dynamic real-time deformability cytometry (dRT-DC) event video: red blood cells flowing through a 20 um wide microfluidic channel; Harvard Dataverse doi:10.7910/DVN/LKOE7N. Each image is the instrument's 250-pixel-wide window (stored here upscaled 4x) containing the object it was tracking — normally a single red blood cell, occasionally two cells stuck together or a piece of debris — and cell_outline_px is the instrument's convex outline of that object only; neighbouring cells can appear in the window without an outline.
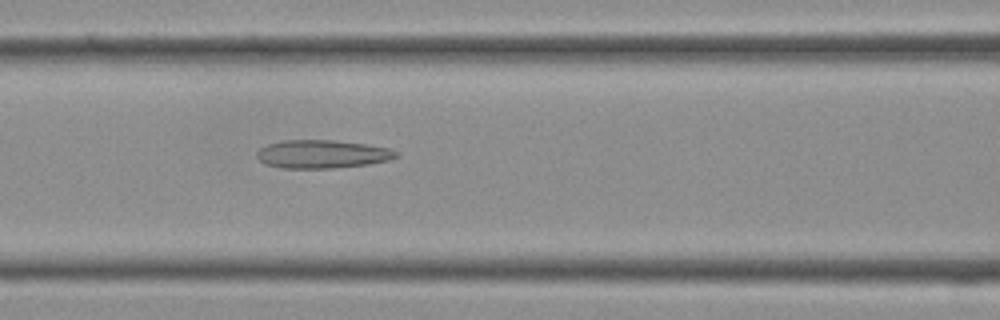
{"species": "Egyptian fruit bat (a non-hibernating species)", "species_latin": "Rousettus aegyptiacus", "temperature_condition": "cold", "stored_images_in_passage": 26, "camera_frame_rate_fps": 3000, "um_per_image_px": 0.085, "frame": {"image": 1, "passage_image": 8, "time_ms": 2.333, "image_size_px": [1000, 320], "cell_outline_px": [[400, 156], [388, 160], [368, 164], [332, 168], [280, 168], [264, 164], [256, 156], [256, 152], [260, 148], [268, 144], [284, 140], [336, 140], [364, 144], [388, 148], [400, 152]], "centroid_in_image_um": [27.38, 13.1], "position_along_channel_um": 139.2, "area_um2": 23.0}}
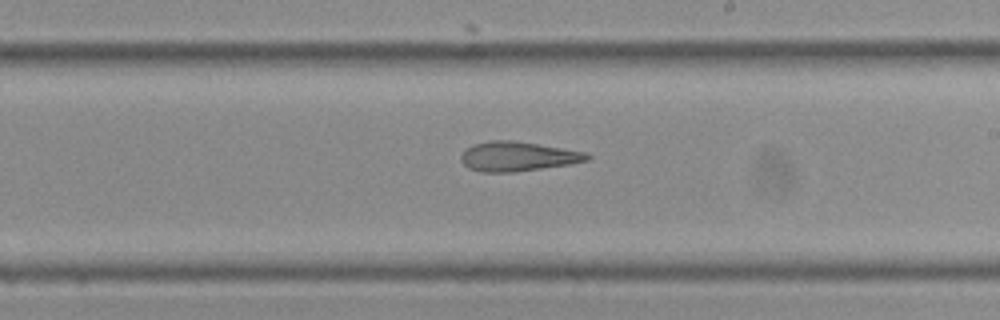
{"frame": {"image": 2, "passage_image": 14, "time_ms": 4.333, "image_size_px": [1000, 320], "cell_outline_px": [[592, 156], [588, 160], [572, 164], [512, 172], [480, 172], [468, 168], [460, 160], [460, 156], [472, 144], [492, 140], [512, 140], [588, 152]], "centroid_in_image_um": [44.02, 13.3], "position_along_channel_um": 245.0, "area_um2": 21.73}}
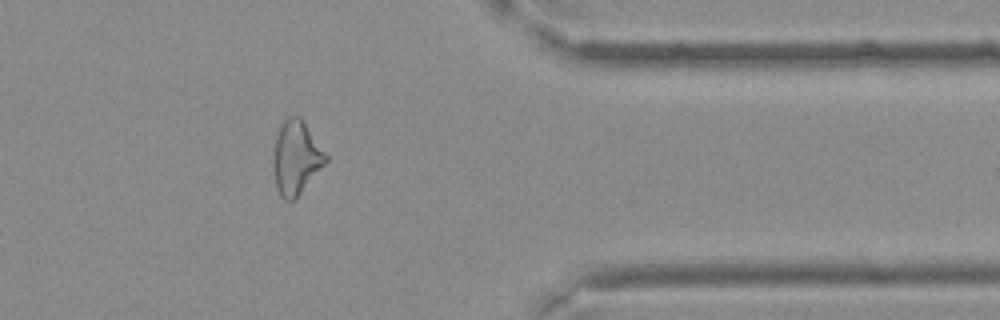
{"frame": {"image": 3, "passage_image": 23, "time_ms": 7.333, "image_size_px": [1000, 320], "cell_outline_px": [[328, 160], [300, 192], [292, 200], [284, 200], [280, 196], [276, 188], [272, 160], [272, 156], [276, 136], [284, 120], [288, 116], [300, 116], [328, 156]], "centroid_in_image_um": [25.14, 13.38], "position_along_channel_um": 386.3, "area_um2": 22.2}}